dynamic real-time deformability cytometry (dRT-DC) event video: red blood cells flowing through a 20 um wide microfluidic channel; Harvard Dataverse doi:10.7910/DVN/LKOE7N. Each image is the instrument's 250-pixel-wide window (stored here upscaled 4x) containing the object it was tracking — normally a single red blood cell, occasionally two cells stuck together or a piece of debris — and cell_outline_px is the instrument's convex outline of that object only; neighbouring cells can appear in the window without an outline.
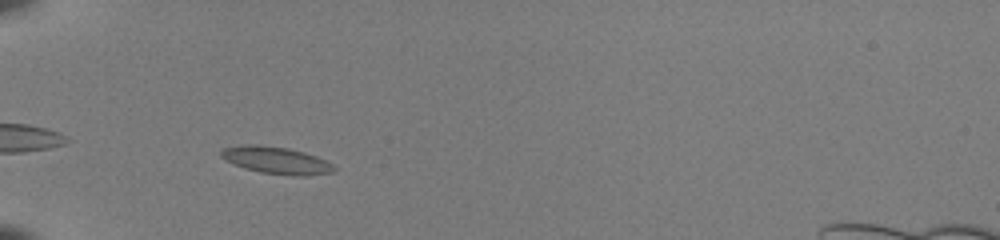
{"species": "common noctule bat (a hibernating species)", "species_latin": "Nyctalus noctula", "temperature_condition": "room temperature", "stored_images_in_passage": 36, "camera_frame_rate_fps": 3000, "um_per_image_px": 0.085, "animal": {"sex": "female", "body_mass_g": 22.0, "forearm_length_mm": 56.7}, "frame": {"image": 1, "passage_image": 3, "time_ms": 0.667, "image_size_px": [1000, 240], "cell_outline_px": [[336, 168], [332, 172], [304, 176], [292, 176], [260, 172], [244, 168], [224, 160], [220, 156], [220, 148], [244, 144], [260, 144], [288, 148], [304, 152], [316, 156], [332, 164]], "centroid_in_image_um": [23.42, 13.61], "position_along_channel_um": 61.6, "area_um2": 18.03}}
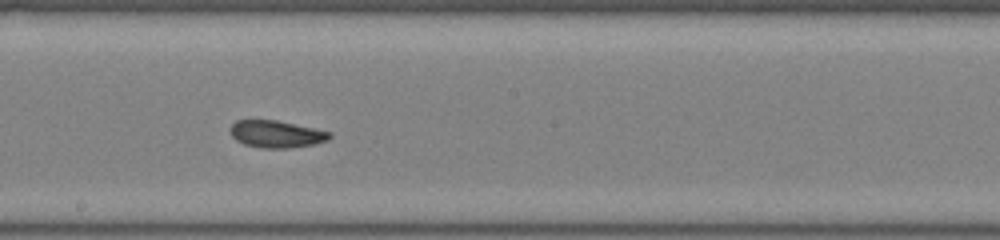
{"frame": {"image": 2, "passage_image": 16, "time_ms": 5.0, "image_size_px": [1000, 240], "cell_outline_px": [[332, 136], [328, 140], [316, 144], [288, 148], [260, 148], [244, 144], [236, 140], [232, 136], [228, 128], [236, 120], [276, 120], [332, 132]], "centroid_in_image_um": [23.48, 11.4], "position_along_channel_um": 224.7, "area_um2": 15.84}}
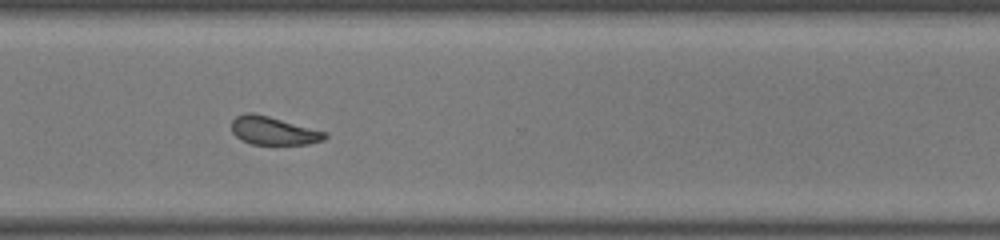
{"frame": {"image": 3, "passage_image": 25, "time_ms": 8.0, "image_size_px": [1000, 240], "cell_outline_px": [[328, 136], [324, 140], [308, 144], [252, 144], [240, 140], [232, 132], [232, 120], [236, 116], [244, 112], [252, 112], [268, 116], [328, 132]], "centroid_in_image_um": [23.24, 11.11], "position_along_channel_um": 347.4, "area_um2": 15.43}, "authors_computed_cell_mechanics": {"area_um2": 16.2707, "velocity_mm_per_s": 4.0762, "shape_relaxation_time_tau1_ms": 4.0576, "shape_relaxation_time_tau2_ms": 2.5732, "deformation_change_tau1": 0.1021, "deformation_change_tau2": 0.0886}}